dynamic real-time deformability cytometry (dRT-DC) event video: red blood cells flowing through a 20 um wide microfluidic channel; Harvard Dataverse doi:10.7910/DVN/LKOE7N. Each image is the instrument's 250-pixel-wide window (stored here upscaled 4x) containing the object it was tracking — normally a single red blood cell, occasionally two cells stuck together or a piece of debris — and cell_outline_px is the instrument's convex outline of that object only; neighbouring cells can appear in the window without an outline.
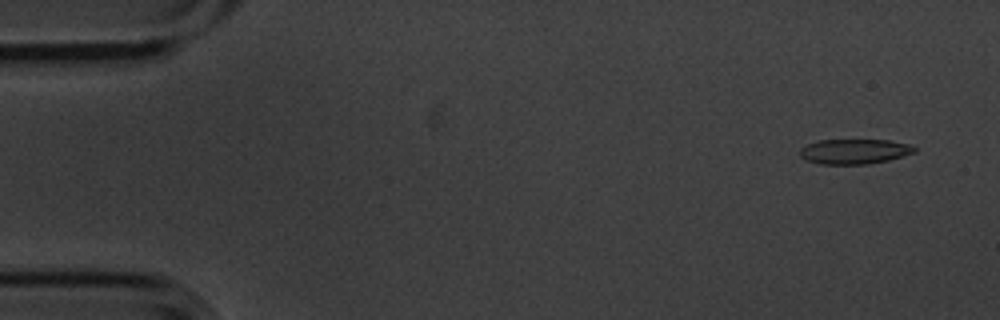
{"species": "common noctule bat (a hibernating species)", "species_latin": "Nyctalus noctula", "temperature_condition": "cold", "stored_images_in_passage": 4, "camera_frame_rate_fps": 3000, "um_per_image_px": 0.085, "animal": {"sex": "male", "body_mass_g": 20.1, "forearm_length_mm": 53.5}, "frame": {"image": 1, "passage_image": 1, "time_ms": 0.0, "image_size_px": [1000, 320], "cell_outline_px": [[916, 152], [888, 160], [868, 164], [820, 164], [808, 160], [800, 156], [800, 148], [808, 144], [820, 140], [888, 140], [912, 144], [916, 148]], "centroid_in_image_um": [72.66, 12.87], "position_along_channel_um": 12.3, "area_um2": 16.65}}
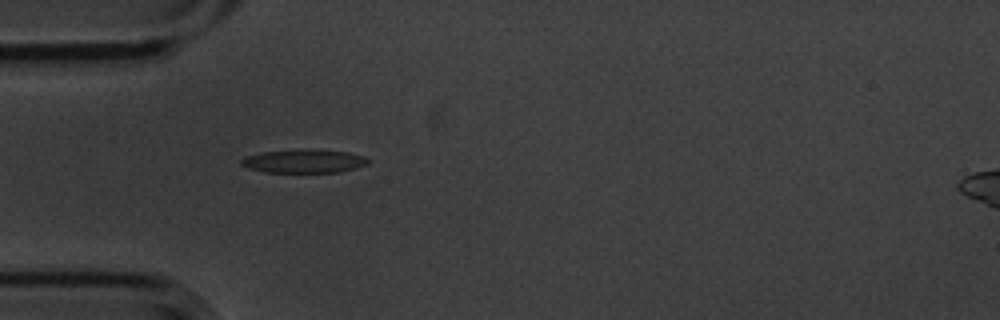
{"frame": {"image": 2, "passage_image": 4, "time_ms": 1.0, "image_size_px": [1000, 320], "cell_outline_px": [[372, 160], [368, 164], [356, 168], [340, 172], [264, 172], [248, 168], [240, 164], [240, 160], [244, 156], [264, 152], [348, 152], [364, 156]], "centroid_in_image_um": [25.85, 13.75], "position_along_channel_um": 59.2, "area_um2": 16.42}}